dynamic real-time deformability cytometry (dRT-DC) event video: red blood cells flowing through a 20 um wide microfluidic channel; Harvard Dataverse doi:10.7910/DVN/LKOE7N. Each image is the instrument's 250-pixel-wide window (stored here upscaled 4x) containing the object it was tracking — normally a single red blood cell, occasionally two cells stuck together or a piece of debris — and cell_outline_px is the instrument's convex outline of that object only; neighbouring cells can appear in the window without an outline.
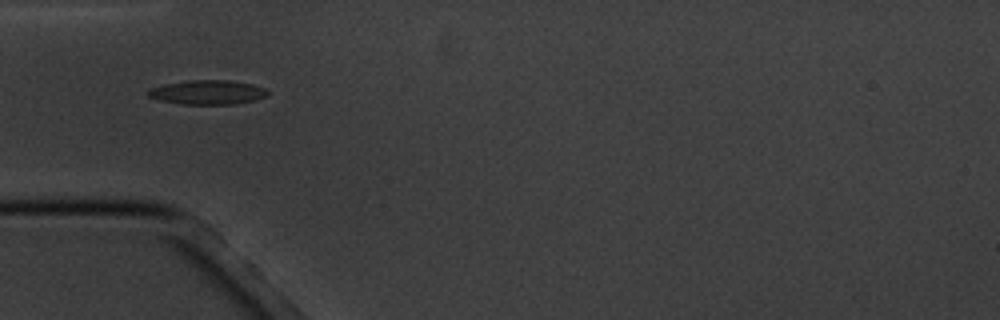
{"species": "common noctule bat (a hibernating species)", "species_latin": "Nyctalus noctula", "temperature_condition": "cold", "stored_images_in_passage": 4, "camera_frame_rate_fps": 3000, "um_per_image_px": 0.085, "animal": {"sex": "male", "body_mass_g": 20.1, "forearm_length_mm": 53.5}, "frame": {"image": 1, "passage_image": 1, "time_ms": 0.0, "image_size_px": [1000, 320], "cell_outline_px": [[268, 96], [236, 104], [180, 104], [160, 100], [148, 96], [148, 92], [152, 88], [164, 84], [192, 80], [228, 80], [252, 84], [264, 88], [268, 92]], "centroid_in_image_um": [17.66, 7.85], "position_along_channel_um": 67.3, "area_um2": 16.7}}
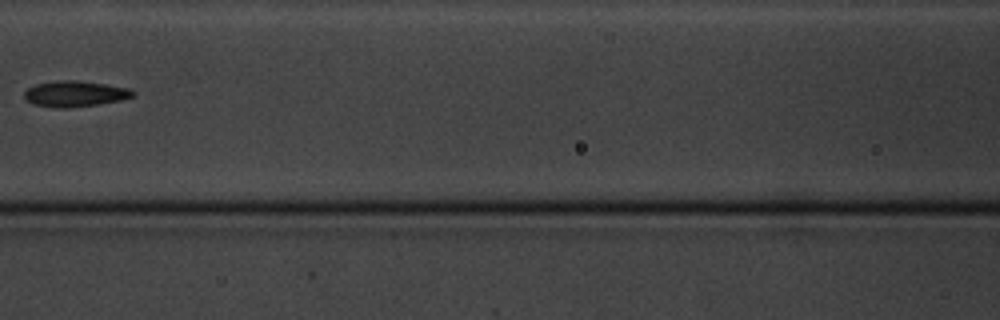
{"frame": {"image": 2, "passage_image": 3, "time_ms": 2.667, "image_size_px": [1000, 320], "cell_outline_px": [[136, 96], [120, 100], [72, 108], [56, 108], [32, 104], [24, 100], [24, 92], [28, 88], [36, 84], [56, 80], [76, 80], [104, 84], [128, 88], [136, 92]], "centroid_in_image_um": [6.34, 7.98], "position_along_channel_um": 160.3, "area_um2": 16.47}}
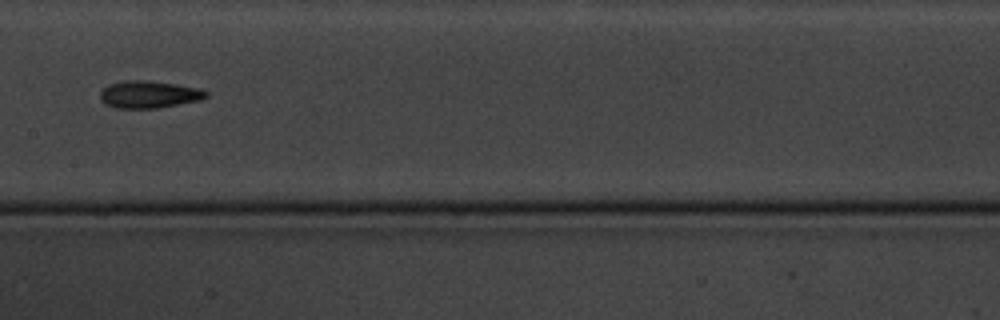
{"frame": {"image": 3, "passage_image": 4, "time_ms": 3.667, "image_size_px": [1000, 320], "cell_outline_px": [[208, 96], [200, 100], [156, 108], [116, 108], [104, 104], [100, 100], [100, 92], [108, 84], [124, 80], [148, 80], [176, 84], [196, 88], [208, 92]], "centroid_in_image_um": [12.61, 8.02], "position_along_channel_um": 194.8, "area_um2": 16.82}}